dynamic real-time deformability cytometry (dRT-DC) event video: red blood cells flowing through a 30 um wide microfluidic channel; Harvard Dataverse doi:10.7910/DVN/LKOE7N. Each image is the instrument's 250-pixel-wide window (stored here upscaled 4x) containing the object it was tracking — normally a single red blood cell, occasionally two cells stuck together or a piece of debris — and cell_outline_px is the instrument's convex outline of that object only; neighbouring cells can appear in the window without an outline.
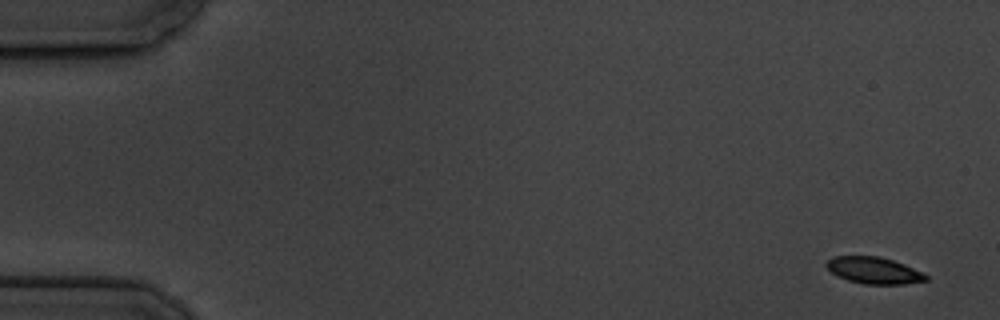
{"species": "common noctule bat (a hibernating species)", "species_latin": "Nyctalus noctula", "temperature_condition": "cold", "stored_images_in_passage": 7, "camera_frame_rate_fps": 3000, "um_per_image_px": 0.085, "animal": {"sex": "male", "body_mass_g": 19.5, "forearm_length_mm": 54.6}, "frame": {"image": 1, "passage_image": 1, "time_ms": 0.0, "image_size_px": [1000, 320], "cell_outline_px": [[928, 280], [904, 284], [864, 284], [848, 280], [836, 276], [824, 264], [832, 256], [880, 256], [904, 264], [928, 276]], "centroid_in_image_um": [74.25, 22.98], "position_along_channel_um": 10.8, "area_um2": 15.37}}
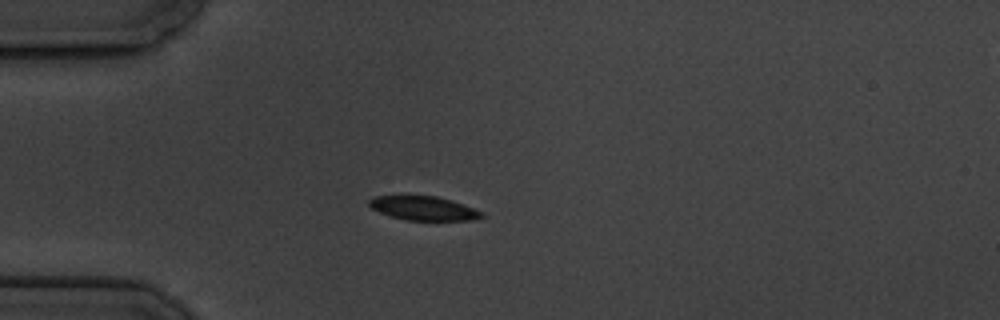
{"frame": {"image": 2, "passage_image": 5, "time_ms": 4.667, "image_size_px": [1000, 320], "cell_outline_px": [[484, 216], [472, 220], [408, 220], [392, 216], [380, 212], [372, 208], [368, 204], [368, 200], [376, 196], [436, 196], [452, 200], [464, 204], [484, 212]], "centroid_in_image_um": [36.04, 17.7], "position_along_channel_um": 49.0, "area_um2": 15.61}}
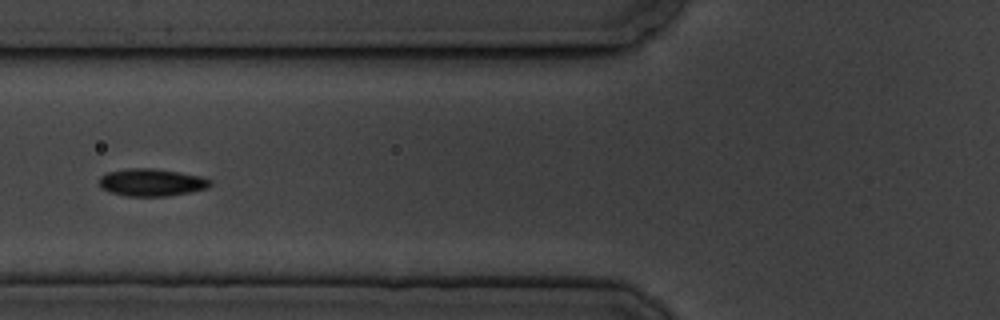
{"frame": {"image": 3, "passage_image": 7, "time_ms": 7.0, "image_size_px": [1000, 320], "cell_outline_px": [[212, 184], [208, 188], [192, 192], [168, 196], [124, 196], [108, 192], [100, 188], [100, 176], [108, 172], [128, 168], [156, 168], [180, 172], [200, 176], [212, 180]], "centroid_in_image_um": [12.89, 15.51], "position_along_channel_um": 112.9, "area_um2": 18.03}}